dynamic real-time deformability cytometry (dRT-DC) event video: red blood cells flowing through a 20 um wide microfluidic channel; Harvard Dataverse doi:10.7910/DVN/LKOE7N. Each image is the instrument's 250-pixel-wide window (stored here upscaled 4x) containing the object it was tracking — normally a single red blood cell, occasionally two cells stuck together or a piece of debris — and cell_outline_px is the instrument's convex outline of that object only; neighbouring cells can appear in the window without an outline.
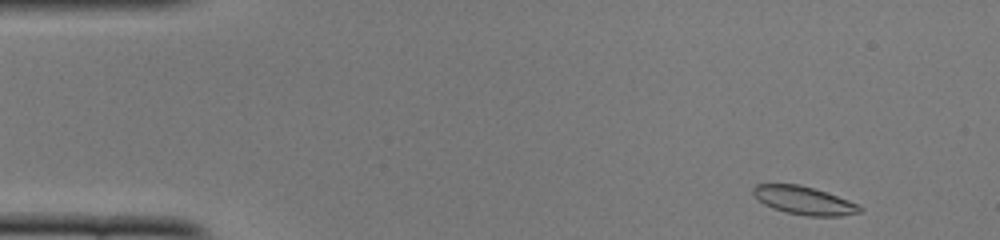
{"species": "common noctule bat (a hibernating species)", "species_latin": "Nyctalus noctula", "temperature_condition": "cold", "stored_images_in_passage": 48, "camera_frame_rate_fps": 3000, "um_per_image_px": 0.085, "animal": {"sex": "female", "body_mass_g": 22.0, "forearm_length_mm": 56.7}, "frame": {"image": 1, "passage_image": 1, "time_ms": 0.0, "image_size_px": [1000, 240], "cell_outline_px": [[864, 208], [860, 212], [840, 216], [808, 216], [784, 212], [772, 208], [764, 204], [752, 192], [752, 188], [756, 184], [800, 184], [848, 200]], "centroid_in_image_um": [68.31, 17.04], "position_along_channel_um": 16.7, "area_um2": 17.28}}
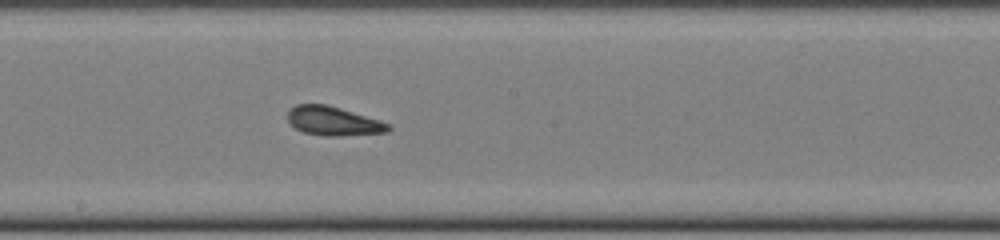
{"frame": {"image": 2, "passage_image": 25, "time_ms": 8.0, "image_size_px": [1000, 240], "cell_outline_px": [[392, 128], [388, 132], [340, 136], [328, 136], [304, 132], [296, 128], [288, 120], [288, 112], [296, 104], [328, 104], [380, 120], [392, 124]], "centroid_in_image_um": [28.39, 10.29], "position_along_channel_um": 219.8, "area_um2": 16.99}}
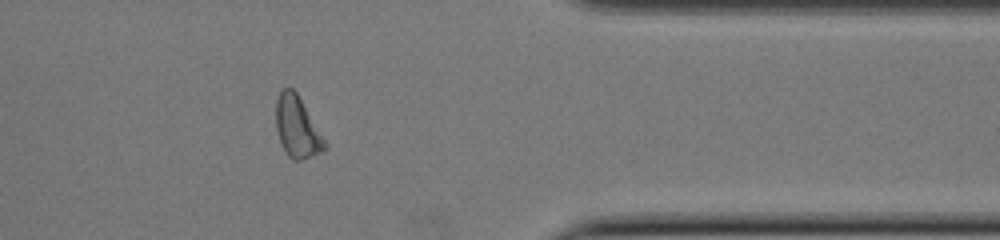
{"frame": {"image": 3, "passage_image": 39, "time_ms": 12.667, "image_size_px": [1000, 240], "cell_outline_px": [[328, 148], [324, 152], [300, 160], [292, 160], [284, 152], [276, 128], [276, 100], [280, 88], [292, 88], [296, 92], [328, 144]], "centroid_in_image_um": [25.26, 10.83], "position_along_channel_um": 386.1, "area_um2": 17.51}, "authors_computed_cell_mechanics": {"area_um2": 17.34, "velocity_mm_per_s": 3.8995, "shape_relaxation_time_tau1_ms": 2.8056, "shape_relaxation_time_tau2_ms": 3.7729, "deformation_change_tau1": 0.1035, "deformation_change_tau2": 0.0926}}